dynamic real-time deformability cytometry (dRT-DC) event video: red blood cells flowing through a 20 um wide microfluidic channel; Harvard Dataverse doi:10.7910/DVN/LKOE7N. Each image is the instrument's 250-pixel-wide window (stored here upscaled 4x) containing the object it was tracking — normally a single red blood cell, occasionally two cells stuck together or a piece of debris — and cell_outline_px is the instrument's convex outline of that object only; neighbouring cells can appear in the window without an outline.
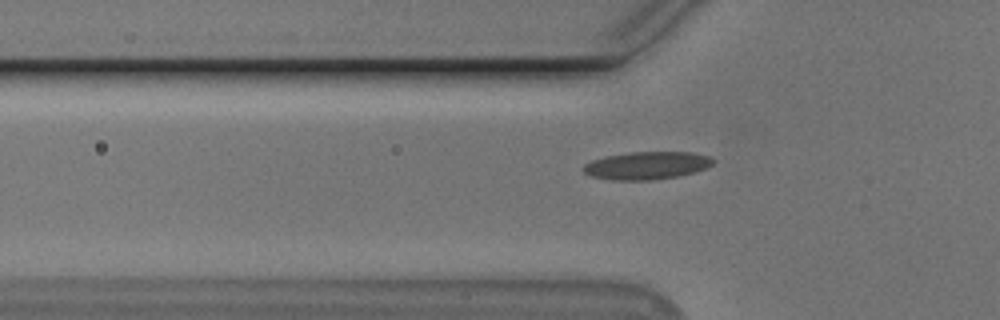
{"species": "Egyptian fruit bat (a non-hibernating species)", "species_latin": "Rousettus aegyptiacus", "temperature_condition": "cold", "stored_images_in_passage": 36, "camera_frame_rate_fps": 3000, "um_per_image_px": 0.085, "animal": {"sex": "male"}, "frame": {"image": 1, "passage_image": 4, "time_ms": 1.0, "image_size_px": [1000, 320], "cell_outline_px": [[716, 160], [708, 168], [696, 172], [676, 176], [652, 180], [612, 180], [592, 176], [584, 172], [580, 168], [584, 164], [592, 160], [604, 156], [632, 152], [692, 152], [712, 156]], "centroid_in_image_um": [55.0, 14.06], "position_along_channel_um": 70.8, "area_um2": 21.21}}
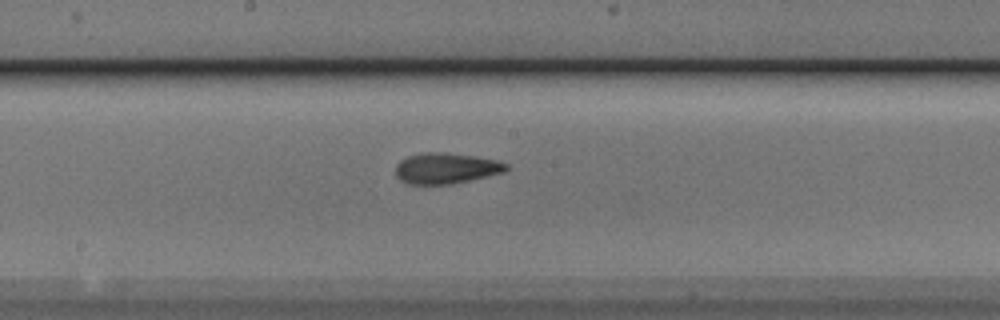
{"frame": {"image": 2, "passage_image": 15, "time_ms": 4.667, "image_size_px": [1000, 320], "cell_outline_px": [[508, 168], [504, 172], [452, 184], [408, 184], [400, 180], [396, 176], [396, 164], [400, 160], [408, 156], [424, 152], [444, 152], [476, 156], [496, 160], [508, 164]], "centroid_in_image_um": [37.89, 14.3], "position_along_channel_um": 210.3, "area_um2": 19.88}}
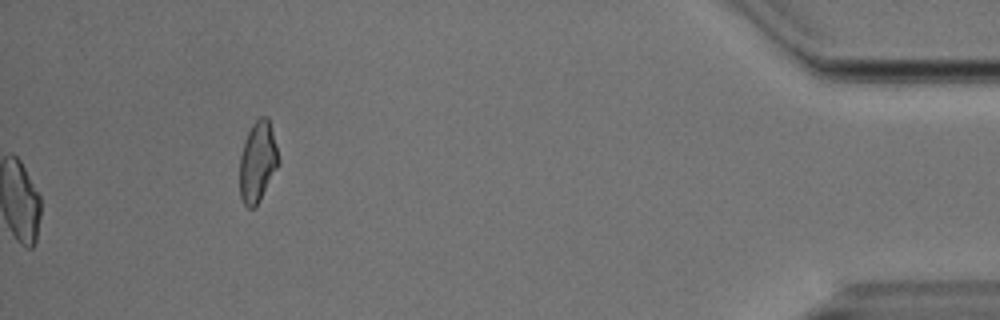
{"frame": {"image": 3, "passage_image": 36, "time_ms": 11.667, "image_size_px": [1000, 320], "cell_outline_px": [[280, 164], [260, 200], [252, 208], [248, 208], [244, 204], [240, 196], [240, 156], [244, 140], [252, 124], [260, 116], [268, 116], [280, 156]], "centroid_in_image_um": [21.92, 13.73], "position_along_channel_um": 413.3, "area_um2": 18.5}, "authors_computed_cell_mechanics": {"area_um2": 19.7387, "velocity_mm_per_s": 3.7926, "shape_relaxation_time_tau1_ms": null, "shape_relaxation_time_tau2_ms": 2.5928, "deformation_change_tau1": null, "deformation_change_tau2": 0.0952}}